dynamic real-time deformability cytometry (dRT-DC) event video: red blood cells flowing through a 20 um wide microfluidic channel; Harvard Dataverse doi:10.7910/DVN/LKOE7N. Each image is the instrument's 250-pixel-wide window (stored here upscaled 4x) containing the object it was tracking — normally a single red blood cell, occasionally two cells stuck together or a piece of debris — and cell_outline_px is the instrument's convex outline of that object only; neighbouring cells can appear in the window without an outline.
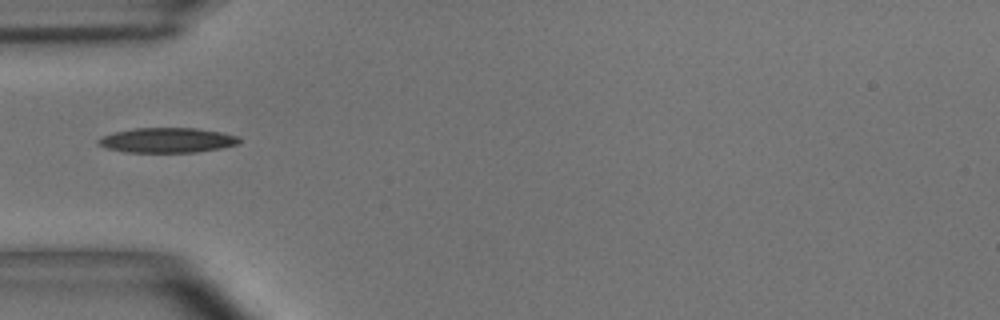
{"species": "common noctule bat (a hibernating species)", "species_latin": "Nyctalus noctula", "temperature_condition": "room temperature", "stored_images_in_passage": 6, "camera_frame_rate_fps": 3000, "um_per_image_px": 0.085, "animal": {"sex": "male", "body_mass_g": 15.6}, "frame": {"image": 1, "passage_image": 1, "time_ms": 0.0, "image_size_px": [1000, 320], "cell_outline_px": [[240, 144], [220, 148], [196, 152], [124, 152], [108, 148], [96, 144], [96, 140], [100, 136], [112, 132], [136, 128], [196, 128], [220, 132], [240, 136]], "centroid_in_image_um": [14.18, 11.91], "position_along_channel_um": 70.8, "area_um2": 20.63}}